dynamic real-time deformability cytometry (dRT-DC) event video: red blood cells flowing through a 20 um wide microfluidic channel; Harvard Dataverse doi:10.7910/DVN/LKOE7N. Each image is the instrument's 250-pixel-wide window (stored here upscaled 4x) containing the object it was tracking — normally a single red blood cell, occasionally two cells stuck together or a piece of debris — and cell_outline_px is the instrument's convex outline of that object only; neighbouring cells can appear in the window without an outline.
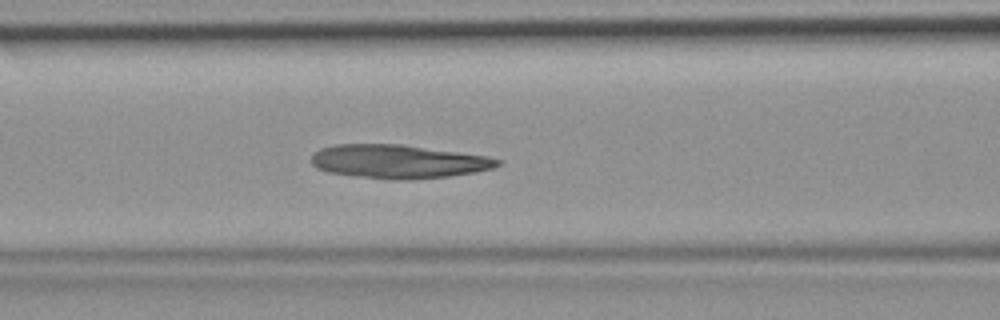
{"species": "common noctule bat (a hibernating species)", "species_latin": "Nyctalus noctula", "temperature_condition": "room temperature", "stored_images_in_passage": 41, "camera_frame_rate_fps": 3000, "um_per_image_px": 0.085, "animal": {"sex": "female", "body_mass_g": 19.9}, "frame": {"image": 1, "passage_image": 18, "time_ms": 5.667, "image_size_px": [1000, 320], "cell_outline_px": [[500, 164], [492, 168], [476, 172], [448, 176], [408, 180], [392, 180], [356, 176], [328, 172], [316, 168], [312, 164], [312, 156], [320, 148], [336, 144], [404, 144], [488, 156], [500, 160]], "centroid_in_image_um": [33.85, 13.72], "position_along_channel_um": 132.7, "area_um2": 36.59}}